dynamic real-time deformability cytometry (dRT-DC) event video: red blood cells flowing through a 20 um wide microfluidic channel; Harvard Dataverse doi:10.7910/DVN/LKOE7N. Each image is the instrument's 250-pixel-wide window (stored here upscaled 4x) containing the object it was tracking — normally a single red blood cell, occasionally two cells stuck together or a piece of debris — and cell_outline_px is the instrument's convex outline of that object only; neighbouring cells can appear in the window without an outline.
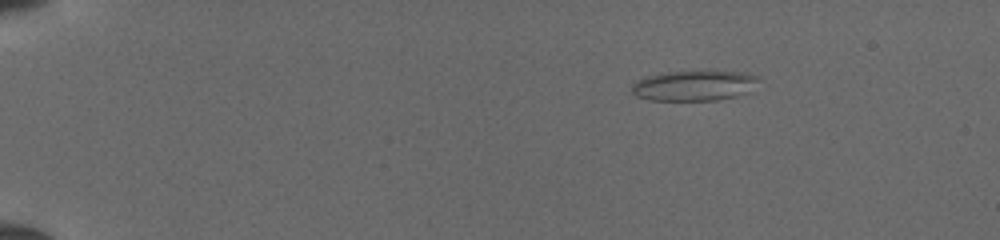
{"species": "common noctule bat (a hibernating species)", "species_latin": "Nyctalus noctula", "temperature_condition": "cold", "stored_images_in_passage": 44, "camera_frame_rate_fps": 3000, "um_per_image_px": 0.085, "animal": {"sex": "female", "body_mass_g": 19.5, "forearm_length_mm": 54.1}, "frame": {"image": 1, "passage_image": 2, "time_ms": 0.333, "image_size_px": [1000, 240], "cell_outline_px": [[760, 76], [748, 92], [736, 96], [716, 100], [648, 100], [636, 96], [632, 92], [632, 84], [636, 80], [644, 76], [668, 72], [740, 72]], "centroid_in_image_um": [58.93, 7.29], "position_along_channel_um": 26.1, "area_um2": 22.08}}
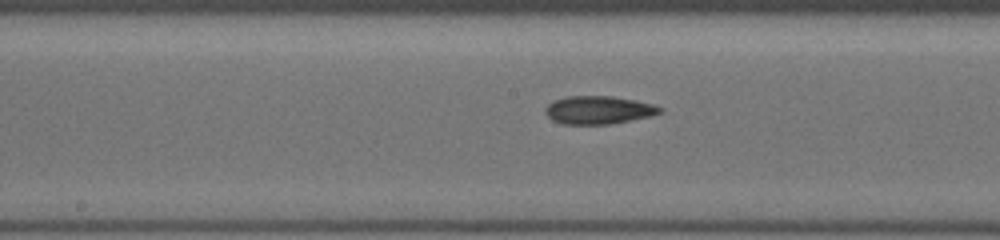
{"frame": {"image": 2, "passage_image": 22, "time_ms": 7.0, "image_size_px": [1000, 240], "cell_outline_px": [[664, 112], [652, 116], [608, 124], [564, 124], [552, 120], [544, 112], [544, 108], [552, 100], [564, 96], [612, 96], [636, 100], [652, 104], [664, 108]], "centroid_in_image_um": [50.87, 9.34], "position_along_channel_um": 197.3, "area_um2": 18.96}}
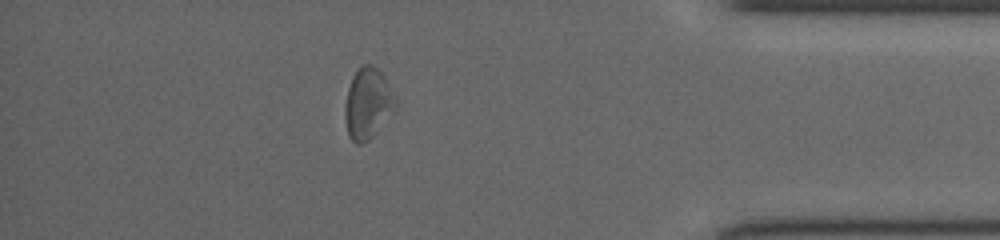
{"frame": {"image": 3, "passage_image": 39, "time_ms": 12.667, "image_size_px": [1000, 240], "cell_outline_px": [[396, 108], [372, 136], [368, 140], [360, 144], [356, 144], [348, 136], [344, 116], [344, 104], [348, 88], [352, 76], [364, 64], [372, 64], [384, 76], [396, 100]], "centroid_in_image_um": [31.23, 8.8], "position_along_channel_um": 404.0, "area_um2": 20.63}}